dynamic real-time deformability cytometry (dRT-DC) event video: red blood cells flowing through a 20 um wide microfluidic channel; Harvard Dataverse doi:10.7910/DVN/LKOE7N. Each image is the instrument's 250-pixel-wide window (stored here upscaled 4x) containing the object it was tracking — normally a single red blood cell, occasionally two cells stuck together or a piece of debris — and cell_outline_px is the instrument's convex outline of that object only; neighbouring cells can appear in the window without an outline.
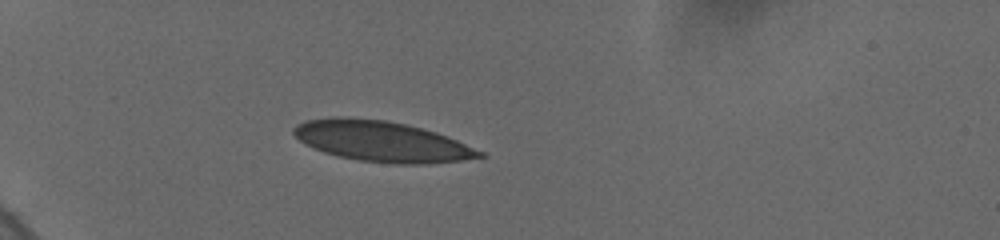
{"species": "human", "species_latin": "Homo sapiens", "temperature_condition": "cold", "stored_images_in_passage": 14, "camera_frame_rate_fps": 3000, "um_per_image_px": 0.085, "donor": {"sex": "female"}, "frame": {"image": 1, "passage_image": 1, "time_ms": 0.0, "image_size_px": [1000, 240], "cell_outline_px": [[488, 156], [460, 160], [428, 164], [392, 164], [360, 160], [340, 156], [324, 152], [300, 140], [292, 132], [292, 128], [296, 124], [304, 120], [332, 116], [348, 116], [384, 120], [404, 124], [436, 132], [456, 140], [484, 152]], "centroid_in_image_um": [32.43, 12.0], "position_along_channel_um": 52.6, "area_um2": 43.81}}
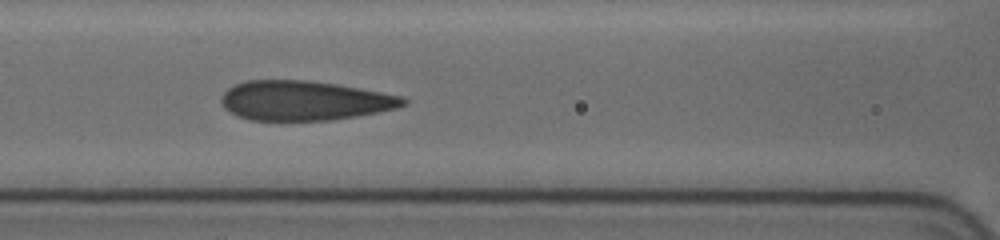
{"frame": {"image": 2, "passage_image": 7, "time_ms": 3.333, "image_size_px": [1000, 240], "cell_outline_px": [[408, 104], [396, 108], [356, 116], [332, 120], [248, 120], [236, 116], [224, 108], [220, 100], [220, 96], [228, 88], [236, 84], [248, 80], [308, 80], [336, 84], [404, 96], [408, 100]], "centroid_in_image_um": [25.86, 8.55], "position_along_channel_um": 140.7, "area_um2": 42.08}}
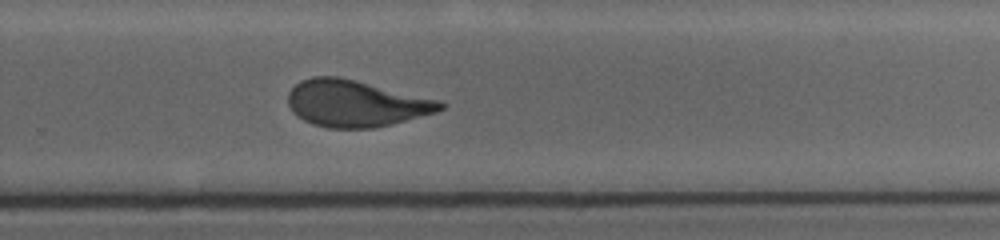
{"frame": {"image": 3, "passage_image": 14, "time_ms": 7.667, "image_size_px": [1000, 240], "cell_outline_px": [[448, 104], [444, 108], [436, 112], [392, 124], [372, 128], [328, 128], [312, 124], [296, 116], [292, 112], [288, 104], [288, 92], [300, 80], [312, 76], [336, 76], [440, 100]], "centroid_in_image_um": [30.21, 8.8], "position_along_channel_um": 299.6, "area_um2": 41.27}}